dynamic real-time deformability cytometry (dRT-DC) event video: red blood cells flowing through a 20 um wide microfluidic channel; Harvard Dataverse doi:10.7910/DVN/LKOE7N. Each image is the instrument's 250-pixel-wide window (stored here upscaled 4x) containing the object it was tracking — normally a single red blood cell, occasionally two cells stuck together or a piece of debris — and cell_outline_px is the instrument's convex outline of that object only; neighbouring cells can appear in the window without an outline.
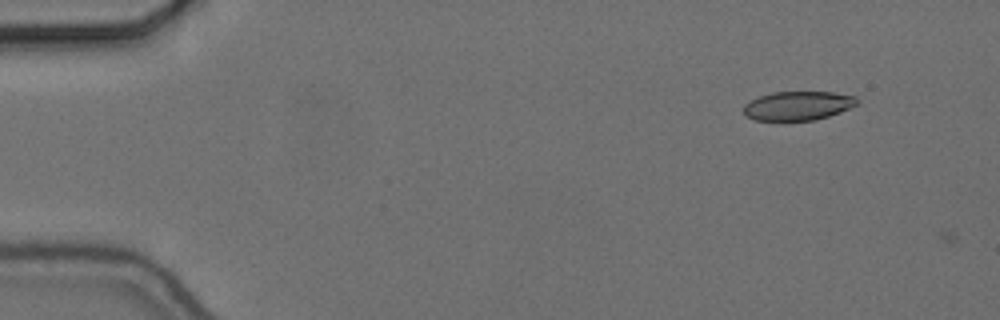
{"species": "common noctule bat (a hibernating species)", "species_latin": "Nyctalus noctula", "temperature_condition": "cold", "stored_images_in_passage": 4, "camera_frame_rate_fps": 3000, "um_per_image_px": 0.085, "animal": {"sex": "female", "body_mass_g": 24.6, "forearm_length_mm": 56.2}, "frame": {"image": 1, "passage_image": 2, "time_ms": 0.333, "image_size_px": [1000, 320], "cell_outline_px": [[860, 100], [856, 104], [840, 112], [816, 120], [784, 124], [752, 120], [744, 116], [744, 104], [760, 96], [772, 92], [832, 92], [856, 96]], "centroid_in_image_um": [67.76, 9.05], "position_along_channel_um": 17.2, "area_um2": 20.06}}